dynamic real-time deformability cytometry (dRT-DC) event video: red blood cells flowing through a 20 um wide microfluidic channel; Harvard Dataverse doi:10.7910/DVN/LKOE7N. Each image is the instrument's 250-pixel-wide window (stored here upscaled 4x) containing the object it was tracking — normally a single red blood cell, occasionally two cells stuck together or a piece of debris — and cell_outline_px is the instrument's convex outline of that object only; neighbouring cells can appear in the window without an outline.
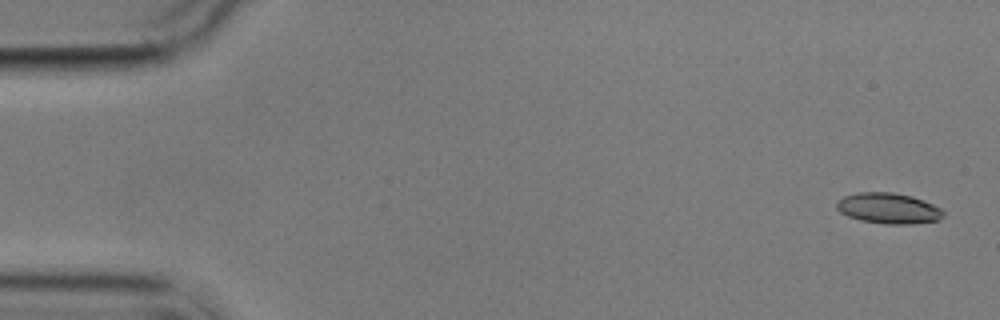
{"species": "common noctule bat (a hibernating species)", "species_latin": "Nyctalus noctula", "temperature_condition": "cold", "stored_images_in_passage": 4, "camera_frame_rate_fps": 3000, "um_per_image_px": 0.085, "animal": {"sex": "male", "body_mass_g": 17.9}, "frame": {"image": 1, "passage_image": 1, "time_ms": 0.0, "image_size_px": [1000, 320], "cell_outline_px": [[944, 216], [940, 220], [912, 224], [884, 224], [860, 220], [848, 216], [840, 212], [836, 208], [836, 204], [844, 196], [856, 192], [892, 192], [912, 196], [924, 200], [940, 208], [944, 212]], "centroid_in_image_um": [75.53, 17.71], "position_along_channel_um": 9.5, "area_um2": 19.19}}
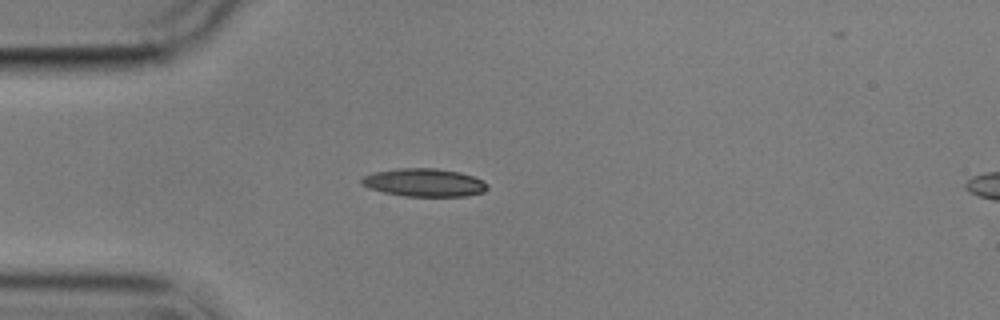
{"frame": {"image": 2, "passage_image": 4, "time_ms": 4.333, "image_size_px": [1000, 320], "cell_outline_px": [[488, 188], [484, 192], [468, 196], [404, 196], [384, 192], [368, 188], [360, 184], [360, 180], [364, 176], [372, 172], [400, 168], [436, 168], [460, 172], [472, 176], [488, 184]], "centroid_in_image_um": [36.04, 15.52], "position_along_channel_um": 49.0, "area_um2": 20.63}}